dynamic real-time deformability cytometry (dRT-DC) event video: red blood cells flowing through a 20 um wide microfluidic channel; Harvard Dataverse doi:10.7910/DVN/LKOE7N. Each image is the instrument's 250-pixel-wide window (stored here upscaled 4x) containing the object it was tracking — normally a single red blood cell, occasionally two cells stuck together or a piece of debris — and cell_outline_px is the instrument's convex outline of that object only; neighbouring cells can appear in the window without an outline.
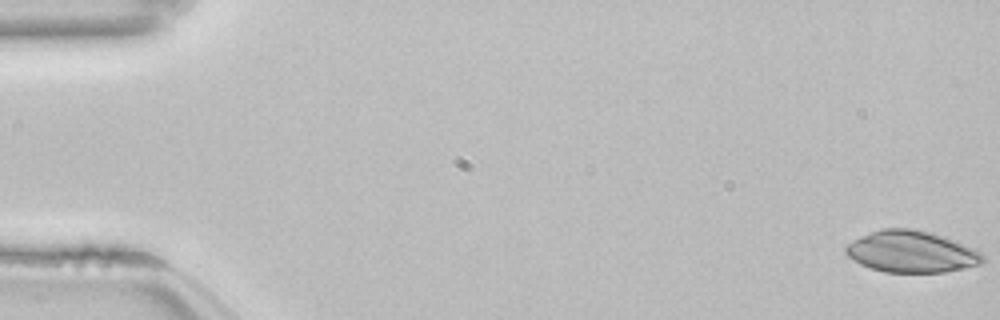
{"species": "common noctule bat (a hibernating species)", "species_latin": "Nyctalus noctula", "temperature_condition": "room temperature", "stored_images_in_passage": 54, "camera_frame_rate_fps": 3000, "um_per_image_px": 0.085, "animal": {"sex": "female", "body_mass_g": 22.7, "forearm_length_mm": 54.2}, "frame": {"image": 1, "passage_image": 1, "time_ms": 0.0, "image_size_px": [1000, 320], "cell_outline_px": [[984, 260], [980, 264], [964, 268], [944, 272], [884, 272], [860, 264], [852, 260], [844, 252], [844, 248], [852, 240], [860, 236], [880, 228], [912, 228], [932, 232], [972, 248], [980, 252], [984, 256]], "centroid_in_image_um": [77.42, 21.39], "position_along_channel_um": 7.6, "area_um2": 33.18}}
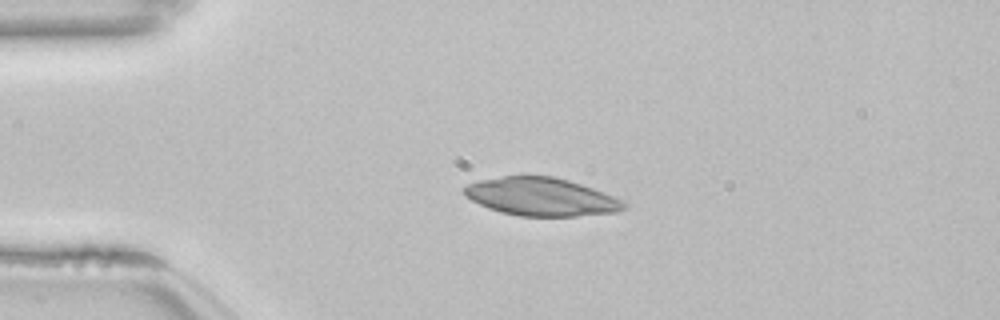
{"frame": {"image": 2, "passage_image": 13, "time_ms": 4.0, "image_size_px": [1000, 320], "cell_outline_px": [[628, 204], [624, 208], [616, 212], [576, 216], [520, 216], [500, 212], [488, 208], [472, 200], [464, 192], [464, 188], [468, 184], [476, 180], [504, 176], [552, 176], [568, 180], [592, 188], [624, 200]], "centroid_in_image_um": [46.01, 16.73], "position_along_channel_um": 39.0, "area_um2": 35.26}}